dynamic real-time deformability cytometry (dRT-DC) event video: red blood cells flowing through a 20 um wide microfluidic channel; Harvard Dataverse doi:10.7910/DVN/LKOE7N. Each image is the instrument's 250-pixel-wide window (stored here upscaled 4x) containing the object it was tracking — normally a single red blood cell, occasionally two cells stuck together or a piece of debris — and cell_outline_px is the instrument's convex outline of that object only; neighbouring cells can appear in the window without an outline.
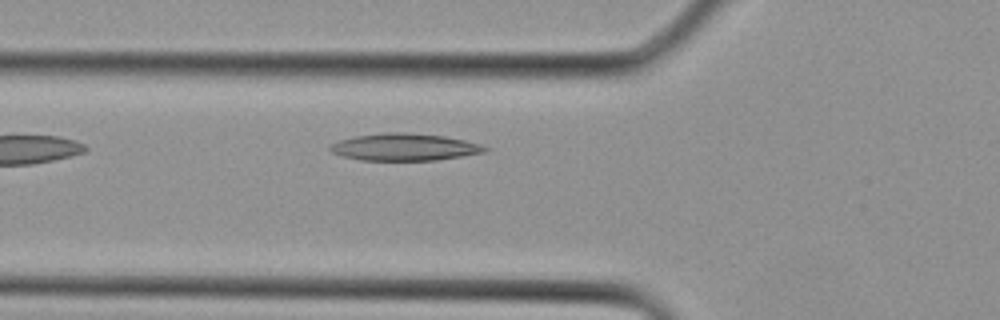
{"species": "Egyptian fruit bat (a non-hibernating species)", "species_latin": "Rousettus aegyptiacus", "temperature_condition": "cold", "stored_images_in_passage": 2, "camera_frame_rate_fps": 3000, "um_per_image_px": 0.085, "animal": {"sex": "female"}, "frame": {"image": 1, "passage_image": 2, "time_ms": 0.333, "image_size_px": [1000, 320], "cell_outline_px": [[492, 148], [484, 152], [436, 160], [360, 160], [340, 156], [332, 152], [328, 148], [332, 144], [340, 140], [356, 136], [388, 132], [404, 132], [444, 136], [464, 140], [480, 144]], "centroid_in_image_um": [34.38, 12.5], "position_along_channel_um": 91.4, "area_um2": 24.33}}